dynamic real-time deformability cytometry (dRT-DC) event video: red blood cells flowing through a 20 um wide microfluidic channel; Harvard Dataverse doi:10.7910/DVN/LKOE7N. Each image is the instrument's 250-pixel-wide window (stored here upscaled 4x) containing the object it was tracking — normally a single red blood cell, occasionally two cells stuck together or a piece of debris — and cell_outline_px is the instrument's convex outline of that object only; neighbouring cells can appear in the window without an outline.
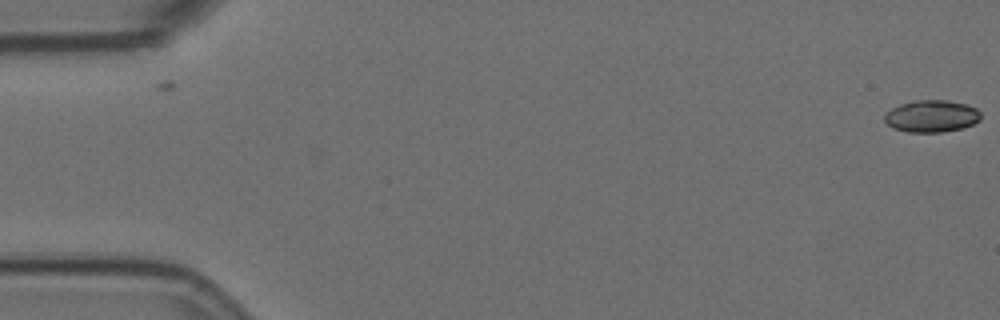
{"species": "Egyptian fruit bat (a non-hibernating species)", "species_latin": "Rousettus aegyptiacus", "temperature_condition": "room temperature", "stored_images_in_passage": 5, "camera_frame_rate_fps": 3000, "um_per_image_px": 0.085, "animal": {"sex": "female"}, "frame": {"image": 1, "passage_image": 1, "time_ms": 0.0, "image_size_px": [1000, 320], "cell_outline_px": [[980, 120], [964, 128], [940, 132], [908, 132], [892, 128], [884, 120], [884, 116], [892, 108], [900, 104], [916, 100], [948, 100], [968, 104], [976, 108], [980, 112]], "centroid_in_image_um": [79.2, 9.87], "position_along_channel_um": 5.8, "area_um2": 18.03}}
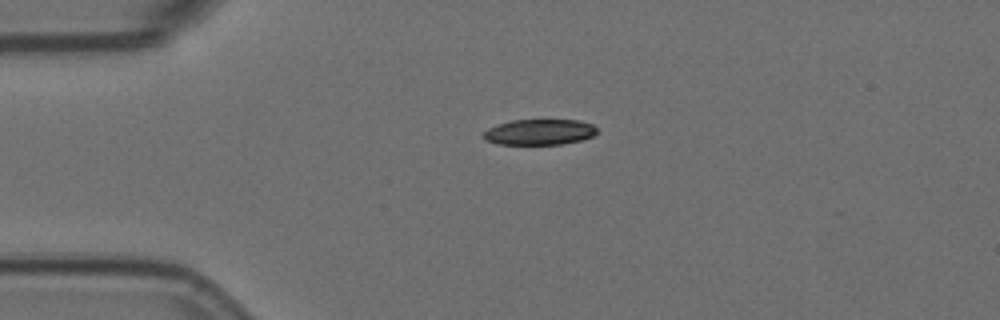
{"frame": {"image": 2, "passage_image": 4, "time_ms": 1.0, "image_size_px": [1000, 320], "cell_outline_px": [[596, 132], [592, 136], [584, 140], [560, 144], [496, 144], [484, 140], [484, 132], [488, 128], [512, 120], [580, 120], [592, 124], [596, 128]], "centroid_in_image_um": [45.86, 11.23], "position_along_channel_um": 39.1, "area_um2": 16.94}}